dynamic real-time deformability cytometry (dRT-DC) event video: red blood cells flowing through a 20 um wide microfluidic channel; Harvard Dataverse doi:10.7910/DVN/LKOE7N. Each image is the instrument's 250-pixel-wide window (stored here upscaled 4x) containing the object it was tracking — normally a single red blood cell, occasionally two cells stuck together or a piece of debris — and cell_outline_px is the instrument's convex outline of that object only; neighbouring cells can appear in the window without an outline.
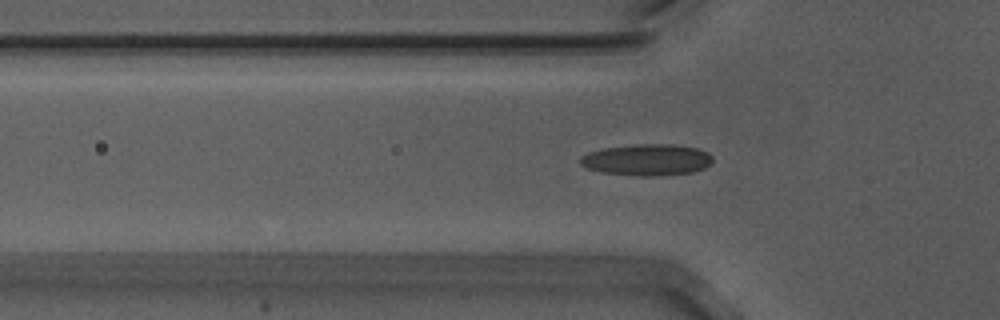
{"species": "Egyptian fruit bat (a non-hibernating species)", "species_latin": "Rousettus aegyptiacus", "temperature_condition": "warm", "stored_images_in_passage": 47, "camera_frame_rate_fps": 3000, "um_per_image_px": 0.085, "animal": {"sex": "male"}, "frame": {"image": 1, "passage_image": 17, "time_ms": 5.333, "image_size_px": [1000, 320], "cell_outline_px": [[712, 160], [704, 168], [692, 172], [656, 176], [636, 176], [600, 172], [588, 168], [580, 164], [580, 156], [588, 152], [604, 148], [636, 144], [672, 144], [700, 148], [708, 152], [712, 156]], "centroid_in_image_um": [54.99, 13.58], "position_along_channel_um": 70.8, "area_um2": 24.39}}
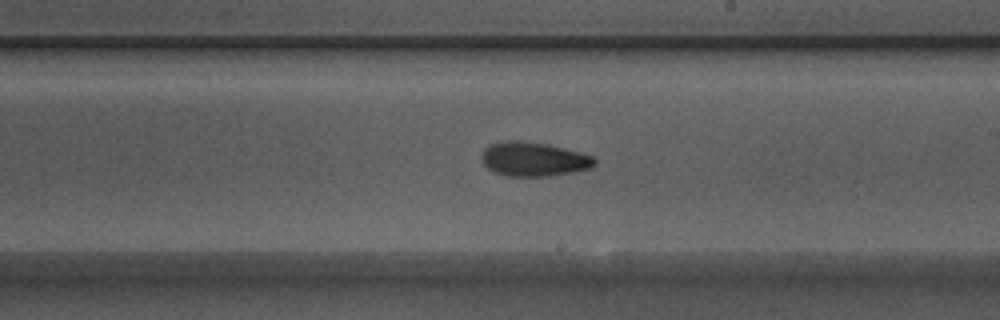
{"frame": {"image": 2, "passage_image": 31, "time_ms": 10.0, "image_size_px": [1000, 320], "cell_outline_px": [[596, 164], [592, 168], [572, 172], [548, 176], [508, 176], [496, 172], [488, 168], [484, 164], [480, 156], [484, 148], [500, 140], [516, 140], [548, 144], [580, 152], [592, 156], [596, 160]], "centroid_in_image_um": [45.36, 13.52], "position_along_channel_um": 243.6, "area_um2": 22.54}}
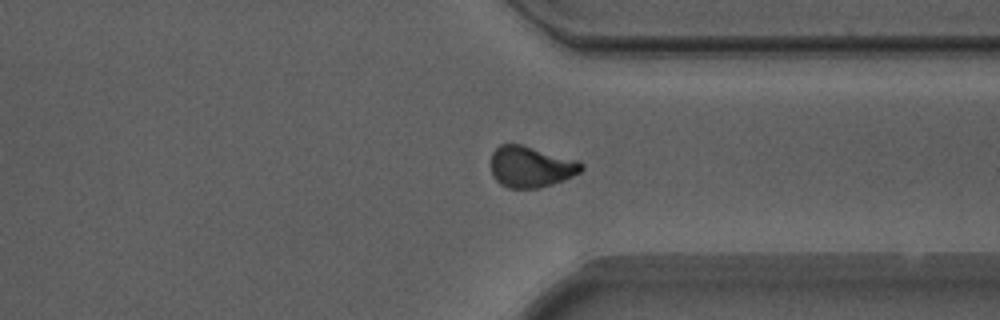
{"frame": {"image": 3, "passage_image": 41, "time_ms": 13.333, "image_size_px": [1000, 320], "cell_outline_px": [[584, 168], [580, 172], [564, 180], [540, 188], [508, 188], [500, 184], [496, 180], [492, 172], [492, 152], [500, 144], [520, 144], [580, 160], [584, 164]], "centroid_in_image_um": [45.16, 14.17], "position_along_channel_um": 366.2, "area_um2": 21.79}, "authors_computed_cell_mechanics": {"area_um2": 22.0796, "velocity_mm_per_s": 3.6999, "shape_relaxation_time_tau1_ms": null, "shape_relaxation_time_tau2_ms": 3.7337, "deformation_change_tau1": null, "deformation_change_tau2": 0.0797}}